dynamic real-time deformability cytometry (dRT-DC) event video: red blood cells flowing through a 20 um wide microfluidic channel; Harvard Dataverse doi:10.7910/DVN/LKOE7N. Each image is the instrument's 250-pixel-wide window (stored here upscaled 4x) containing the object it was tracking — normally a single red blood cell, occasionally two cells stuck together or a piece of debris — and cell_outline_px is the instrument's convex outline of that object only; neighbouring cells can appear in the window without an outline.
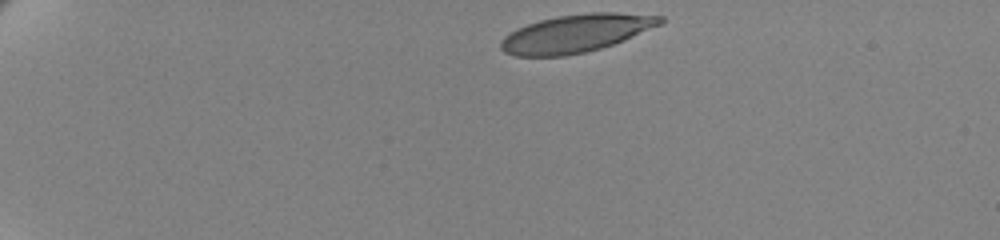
{"species": "human", "species_latin": "Homo sapiens", "temperature_condition": "cold", "stored_images_in_passage": 46, "camera_frame_rate_fps": 3000, "um_per_image_px": 0.085, "donor": {"sex": "female"}, "frame": {"image": 1, "passage_image": 1, "time_ms": 0.0, "image_size_px": [1000, 240], "cell_outline_px": [[664, 20], [660, 24], [624, 40], [600, 48], [584, 52], [564, 56], [516, 56], [504, 52], [500, 48], [500, 40], [504, 36], [528, 24], [540, 20], [556, 16], [592, 12], [616, 12], [664, 16]], "centroid_in_image_um": [48.95, 2.83], "position_along_channel_um": 36.0, "area_um2": 34.85}}
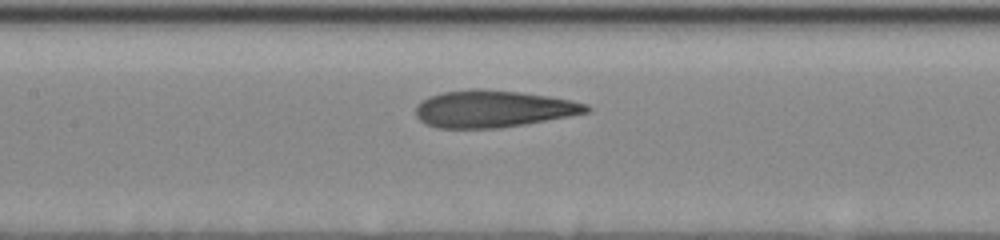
{"frame": {"image": 2, "passage_image": 20, "time_ms": 6.333, "image_size_px": [1000, 240], "cell_outline_px": [[592, 108], [588, 112], [568, 116], [524, 124], [500, 128], [436, 128], [424, 124], [416, 116], [416, 104], [428, 96], [440, 92], [468, 88], [480, 88], [520, 92], [548, 96], [572, 100], [588, 104]], "centroid_in_image_um": [41.87, 9.24], "position_along_channel_um": 165.5, "area_um2": 37.17}}
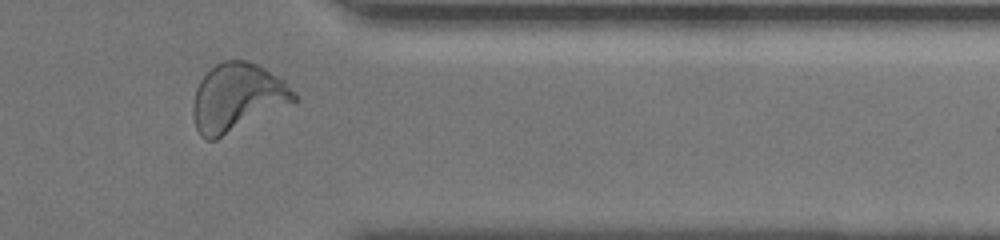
{"frame": {"image": 3, "passage_image": 40, "time_ms": 13.0, "image_size_px": [1000, 240], "cell_outline_px": [[296, 100], [216, 140], [208, 140], [200, 136], [196, 128], [192, 116], [192, 104], [196, 88], [200, 80], [216, 64], [224, 60], [248, 60], [264, 68], [284, 80], [296, 96]], "centroid_in_image_um": [20.11, 8.29], "position_along_channel_um": 391.3, "area_um2": 39.54}, "authors_computed_cell_mechanics": {"area_um2": 36.703, "velocity_mm_per_s": 3.4305, "shape_relaxation_time_tau1_ms": 4.9134, "shape_relaxation_time_tau2_ms": 1.1063, "deformation_change_tau1": 0.1665, "deformation_change_tau2": 0.0792}}